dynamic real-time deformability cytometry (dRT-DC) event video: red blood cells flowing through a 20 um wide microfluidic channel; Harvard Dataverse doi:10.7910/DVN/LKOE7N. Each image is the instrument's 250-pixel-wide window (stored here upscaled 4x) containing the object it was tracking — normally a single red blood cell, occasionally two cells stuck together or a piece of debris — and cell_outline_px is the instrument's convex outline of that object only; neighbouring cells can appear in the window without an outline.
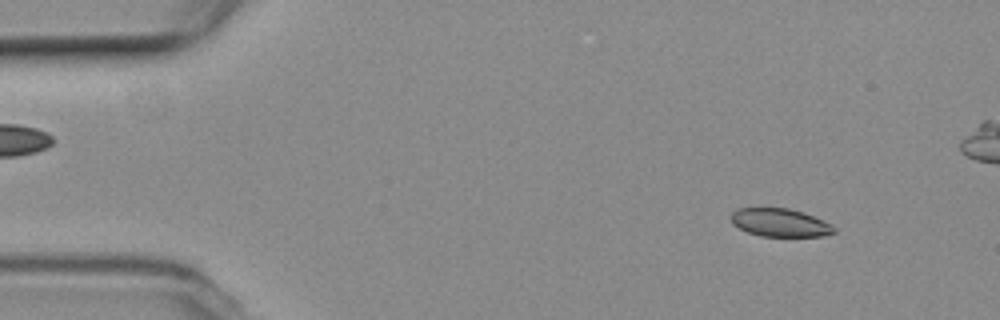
{"species": "common noctule bat (a hibernating species)", "species_latin": "Nyctalus noctula", "temperature_condition": "room temperature", "stored_images_in_passage": 55, "camera_frame_rate_fps": 3000, "um_per_image_px": 0.085, "animal": {"sex": "female", "body_mass_g": 19.3, "forearm_length_mm": 54.1}, "frame": {"image": 1, "passage_image": 5, "time_ms": 1.333, "image_size_px": [1000, 320], "cell_outline_px": [[836, 232], [824, 236], [760, 236], [748, 232], [732, 224], [728, 216], [736, 208], [788, 208], [804, 212], [824, 220], [832, 224], [836, 228]], "centroid_in_image_um": [66.3, 18.91], "position_along_channel_um": 18.7, "area_um2": 17.17}}
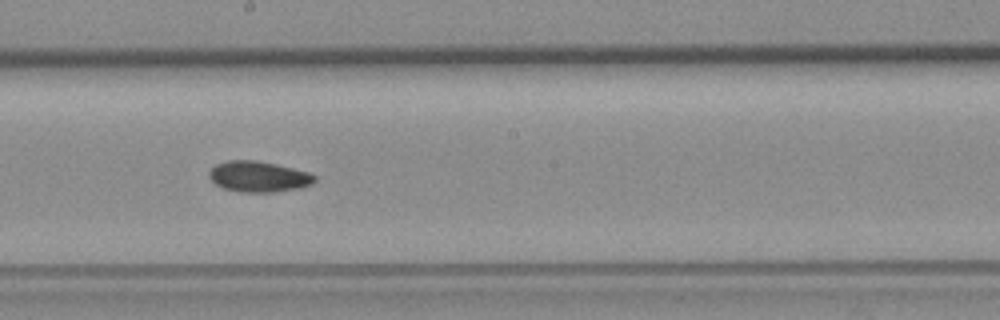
{"frame": {"image": 2, "passage_image": 29, "time_ms": 9.333, "image_size_px": [1000, 320], "cell_outline_px": [[316, 180], [312, 184], [300, 188], [272, 192], [240, 192], [224, 188], [216, 184], [208, 176], [208, 172], [216, 164], [228, 160], [256, 160], [276, 164], [308, 172], [316, 176]], "centroid_in_image_um": [21.98, 15.01], "position_along_channel_um": 226.2, "area_um2": 18.9}}
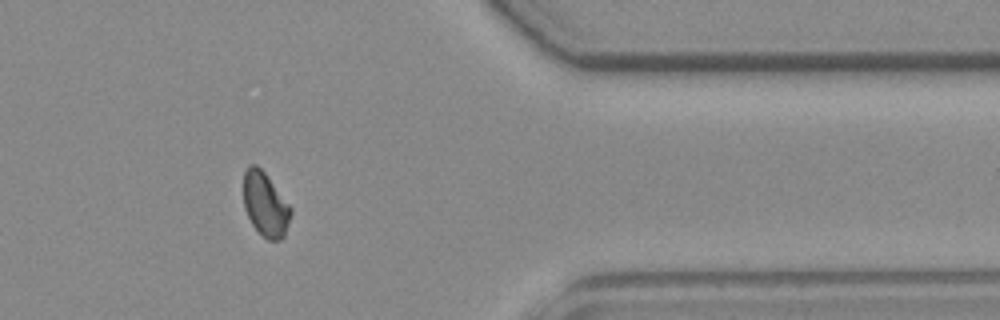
{"frame": {"image": 3, "passage_image": 44, "time_ms": 14.333, "image_size_px": [1000, 320], "cell_outline_px": [[292, 212], [284, 236], [280, 240], [268, 240], [252, 224], [244, 208], [244, 172], [248, 164], [256, 164], [264, 172], [292, 208]], "centroid_in_image_um": [22.55, 17.36], "position_along_channel_um": 388.9, "area_um2": 17.46}}